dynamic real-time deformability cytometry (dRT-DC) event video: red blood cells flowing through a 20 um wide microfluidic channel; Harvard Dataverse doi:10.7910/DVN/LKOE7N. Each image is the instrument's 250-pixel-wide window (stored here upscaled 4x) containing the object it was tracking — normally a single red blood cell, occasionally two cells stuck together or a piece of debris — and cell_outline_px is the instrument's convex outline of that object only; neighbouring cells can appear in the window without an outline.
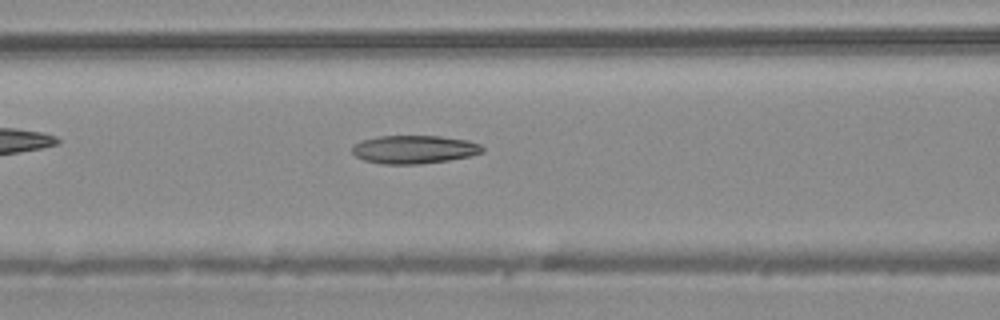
{"species": "common noctule bat (a hibernating species)", "species_latin": "Nyctalus noctula", "temperature_condition": "warm", "stored_images_in_passage": 35, "camera_frame_rate_fps": 3000, "um_per_image_px": 0.085, "animal": {"sex": "male", "body_mass_g": 20.4}, "frame": {"image": 1, "passage_image": 11, "time_ms": 3.333, "image_size_px": [1000, 320], "cell_outline_px": [[484, 152], [472, 156], [448, 160], [420, 164], [384, 164], [364, 160], [356, 156], [352, 152], [352, 144], [360, 140], [380, 136], [440, 136], [464, 140], [480, 144], [484, 148]], "centroid_in_image_um": [35.19, 12.7], "position_along_channel_um": 131.4, "area_um2": 21.5}}